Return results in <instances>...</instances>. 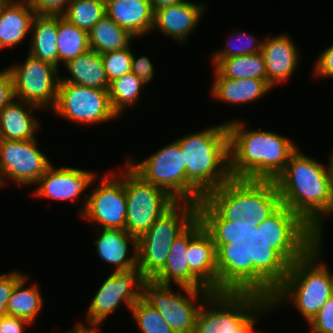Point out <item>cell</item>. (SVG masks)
<instances>
[{
  "mask_svg": "<svg viewBox=\"0 0 333 333\" xmlns=\"http://www.w3.org/2000/svg\"><path fill=\"white\" fill-rule=\"evenodd\" d=\"M35 15L24 0H0V51L28 37Z\"/></svg>",
  "mask_w": 333,
  "mask_h": 333,
  "instance_id": "cell-23",
  "label": "cell"
},
{
  "mask_svg": "<svg viewBox=\"0 0 333 333\" xmlns=\"http://www.w3.org/2000/svg\"><path fill=\"white\" fill-rule=\"evenodd\" d=\"M96 173L80 168L59 167L50 165L40 177L33 196L58 201H75L86 188H89L97 177Z\"/></svg>",
  "mask_w": 333,
  "mask_h": 333,
  "instance_id": "cell-17",
  "label": "cell"
},
{
  "mask_svg": "<svg viewBox=\"0 0 333 333\" xmlns=\"http://www.w3.org/2000/svg\"><path fill=\"white\" fill-rule=\"evenodd\" d=\"M28 278L25 275L14 286L7 304V315L25 319L32 324L40 313L44 301L37 285L24 287Z\"/></svg>",
  "mask_w": 333,
  "mask_h": 333,
  "instance_id": "cell-30",
  "label": "cell"
},
{
  "mask_svg": "<svg viewBox=\"0 0 333 333\" xmlns=\"http://www.w3.org/2000/svg\"><path fill=\"white\" fill-rule=\"evenodd\" d=\"M90 50L99 54L121 50L136 39L128 30L117 25L105 15L88 32Z\"/></svg>",
  "mask_w": 333,
  "mask_h": 333,
  "instance_id": "cell-28",
  "label": "cell"
},
{
  "mask_svg": "<svg viewBox=\"0 0 333 333\" xmlns=\"http://www.w3.org/2000/svg\"><path fill=\"white\" fill-rule=\"evenodd\" d=\"M205 219L200 215L182 234H180L170 247V252L164 268L153 278L161 284L177 287L185 286L194 289H208L188 267L189 242L206 226Z\"/></svg>",
  "mask_w": 333,
  "mask_h": 333,
  "instance_id": "cell-18",
  "label": "cell"
},
{
  "mask_svg": "<svg viewBox=\"0 0 333 333\" xmlns=\"http://www.w3.org/2000/svg\"><path fill=\"white\" fill-rule=\"evenodd\" d=\"M189 270L212 292L237 287L253 270L206 225L188 245Z\"/></svg>",
  "mask_w": 333,
  "mask_h": 333,
  "instance_id": "cell-7",
  "label": "cell"
},
{
  "mask_svg": "<svg viewBox=\"0 0 333 333\" xmlns=\"http://www.w3.org/2000/svg\"><path fill=\"white\" fill-rule=\"evenodd\" d=\"M200 215L253 271L305 239L287 219L273 180L231 178L204 196Z\"/></svg>",
  "mask_w": 333,
  "mask_h": 333,
  "instance_id": "cell-1",
  "label": "cell"
},
{
  "mask_svg": "<svg viewBox=\"0 0 333 333\" xmlns=\"http://www.w3.org/2000/svg\"><path fill=\"white\" fill-rule=\"evenodd\" d=\"M52 111L79 125L108 123L118 118L111 106L108 90L66 82H59Z\"/></svg>",
  "mask_w": 333,
  "mask_h": 333,
  "instance_id": "cell-12",
  "label": "cell"
},
{
  "mask_svg": "<svg viewBox=\"0 0 333 333\" xmlns=\"http://www.w3.org/2000/svg\"><path fill=\"white\" fill-rule=\"evenodd\" d=\"M211 93L215 99L228 104H244L262 98L273 89L267 80L246 78L230 79L222 77L216 70Z\"/></svg>",
  "mask_w": 333,
  "mask_h": 333,
  "instance_id": "cell-25",
  "label": "cell"
},
{
  "mask_svg": "<svg viewBox=\"0 0 333 333\" xmlns=\"http://www.w3.org/2000/svg\"><path fill=\"white\" fill-rule=\"evenodd\" d=\"M134 159L128 156L126 164L146 182L164 189L177 201L202 203L204 196L186 178L183 153L176 140L139 163Z\"/></svg>",
  "mask_w": 333,
  "mask_h": 333,
  "instance_id": "cell-9",
  "label": "cell"
},
{
  "mask_svg": "<svg viewBox=\"0 0 333 333\" xmlns=\"http://www.w3.org/2000/svg\"><path fill=\"white\" fill-rule=\"evenodd\" d=\"M15 99L13 79L10 70H0V112Z\"/></svg>",
  "mask_w": 333,
  "mask_h": 333,
  "instance_id": "cell-41",
  "label": "cell"
},
{
  "mask_svg": "<svg viewBox=\"0 0 333 333\" xmlns=\"http://www.w3.org/2000/svg\"><path fill=\"white\" fill-rule=\"evenodd\" d=\"M298 148L275 179L287 219L305 238H323V218L333 214V171ZM324 216V217H323Z\"/></svg>",
  "mask_w": 333,
  "mask_h": 333,
  "instance_id": "cell-3",
  "label": "cell"
},
{
  "mask_svg": "<svg viewBox=\"0 0 333 333\" xmlns=\"http://www.w3.org/2000/svg\"><path fill=\"white\" fill-rule=\"evenodd\" d=\"M230 39L231 41L228 40L226 44V49L217 52L215 51V53L212 54L211 58H229L261 52L263 42L258 41L256 37L252 36L249 33L247 34L246 32L237 31V33L235 32V35L232 34ZM234 41H236L237 43Z\"/></svg>",
  "mask_w": 333,
  "mask_h": 333,
  "instance_id": "cell-35",
  "label": "cell"
},
{
  "mask_svg": "<svg viewBox=\"0 0 333 333\" xmlns=\"http://www.w3.org/2000/svg\"><path fill=\"white\" fill-rule=\"evenodd\" d=\"M3 187V182H2V180H1V175H0V187Z\"/></svg>",
  "mask_w": 333,
  "mask_h": 333,
  "instance_id": "cell-47",
  "label": "cell"
},
{
  "mask_svg": "<svg viewBox=\"0 0 333 333\" xmlns=\"http://www.w3.org/2000/svg\"><path fill=\"white\" fill-rule=\"evenodd\" d=\"M154 66L147 56L136 58L132 56L131 71L136 74L145 84L150 82L154 75Z\"/></svg>",
  "mask_w": 333,
  "mask_h": 333,
  "instance_id": "cell-42",
  "label": "cell"
},
{
  "mask_svg": "<svg viewBox=\"0 0 333 333\" xmlns=\"http://www.w3.org/2000/svg\"><path fill=\"white\" fill-rule=\"evenodd\" d=\"M153 11L165 7V6H170V5H175L178 4L180 2H182L183 0H148Z\"/></svg>",
  "mask_w": 333,
  "mask_h": 333,
  "instance_id": "cell-45",
  "label": "cell"
},
{
  "mask_svg": "<svg viewBox=\"0 0 333 333\" xmlns=\"http://www.w3.org/2000/svg\"><path fill=\"white\" fill-rule=\"evenodd\" d=\"M25 325L31 326V323L25 319L8 315L0 317V333H23Z\"/></svg>",
  "mask_w": 333,
  "mask_h": 333,
  "instance_id": "cell-43",
  "label": "cell"
},
{
  "mask_svg": "<svg viewBox=\"0 0 333 333\" xmlns=\"http://www.w3.org/2000/svg\"><path fill=\"white\" fill-rule=\"evenodd\" d=\"M226 123L231 178L275 181L285 170L291 154L299 148L288 137L272 131H249L239 120Z\"/></svg>",
  "mask_w": 333,
  "mask_h": 333,
  "instance_id": "cell-5",
  "label": "cell"
},
{
  "mask_svg": "<svg viewBox=\"0 0 333 333\" xmlns=\"http://www.w3.org/2000/svg\"><path fill=\"white\" fill-rule=\"evenodd\" d=\"M287 34L266 37L262 42L261 53L265 59L267 82L274 88L291 77L298 66L297 45ZM299 53V54H298Z\"/></svg>",
  "mask_w": 333,
  "mask_h": 333,
  "instance_id": "cell-20",
  "label": "cell"
},
{
  "mask_svg": "<svg viewBox=\"0 0 333 333\" xmlns=\"http://www.w3.org/2000/svg\"><path fill=\"white\" fill-rule=\"evenodd\" d=\"M63 66L67 68L66 70L71 77L60 78L59 82L108 90L110 83L106 76L101 54L96 51L89 50L69 60Z\"/></svg>",
  "mask_w": 333,
  "mask_h": 333,
  "instance_id": "cell-26",
  "label": "cell"
},
{
  "mask_svg": "<svg viewBox=\"0 0 333 333\" xmlns=\"http://www.w3.org/2000/svg\"><path fill=\"white\" fill-rule=\"evenodd\" d=\"M314 73L318 78H333V44L318 56L314 64Z\"/></svg>",
  "mask_w": 333,
  "mask_h": 333,
  "instance_id": "cell-40",
  "label": "cell"
},
{
  "mask_svg": "<svg viewBox=\"0 0 333 333\" xmlns=\"http://www.w3.org/2000/svg\"><path fill=\"white\" fill-rule=\"evenodd\" d=\"M176 141L183 153L186 178L203 196L231 179L226 122Z\"/></svg>",
  "mask_w": 333,
  "mask_h": 333,
  "instance_id": "cell-6",
  "label": "cell"
},
{
  "mask_svg": "<svg viewBox=\"0 0 333 333\" xmlns=\"http://www.w3.org/2000/svg\"><path fill=\"white\" fill-rule=\"evenodd\" d=\"M24 276V274L17 271L0 275V317L7 315V304L14 286Z\"/></svg>",
  "mask_w": 333,
  "mask_h": 333,
  "instance_id": "cell-38",
  "label": "cell"
},
{
  "mask_svg": "<svg viewBox=\"0 0 333 333\" xmlns=\"http://www.w3.org/2000/svg\"><path fill=\"white\" fill-rule=\"evenodd\" d=\"M172 287L145 279L141 298L160 313L174 333H194L200 307L212 291L180 286L184 295L179 291L174 292Z\"/></svg>",
  "mask_w": 333,
  "mask_h": 333,
  "instance_id": "cell-10",
  "label": "cell"
},
{
  "mask_svg": "<svg viewBox=\"0 0 333 333\" xmlns=\"http://www.w3.org/2000/svg\"><path fill=\"white\" fill-rule=\"evenodd\" d=\"M330 162H331V167H332V171H333V151L330 153Z\"/></svg>",
  "mask_w": 333,
  "mask_h": 333,
  "instance_id": "cell-46",
  "label": "cell"
},
{
  "mask_svg": "<svg viewBox=\"0 0 333 333\" xmlns=\"http://www.w3.org/2000/svg\"><path fill=\"white\" fill-rule=\"evenodd\" d=\"M272 308L265 281L253 271L237 287L212 292L205 299L194 333H260L254 330L256 318Z\"/></svg>",
  "mask_w": 333,
  "mask_h": 333,
  "instance_id": "cell-4",
  "label": "cell"
},
{
  "mask_svg": "<svg viewBox=\"0 0 333 333\" xmlns=\"http://www.w3.org/2000/svg\"><path fill=\"white\" fill-rule=\"evenodd\" d=\"M144 85L145 83L132 71L110 82L109 98L118 117L125 109L138 103Z\"/></svg>",
  "mask_w": 333,
  "mask_h": 333,
  "instance_id": "cell-32",
  "label": "cell"
},
{
  "mask_svg": "<svg viewBox=\"0 0 333 333\" xmlns=\"http://www.w3.org/2000/svg\"><path fill=\"white\" fill-rule=\"evenodd\" d=\"M214 69L222 76L230 79H262L267 80L265 59L261 52L229 58H212Z\"/></svg>",
  "mask_w": 333,
  "mask_h": 333,
  "instance_id": "cell-29",
  "label": "cell"
},
{
  "mask_svg": "<svg viewBox=\"0 0 333 333\" xmlns=\"http://www.w3.org/2000/svg\"><path fill=\"white\" fill-rule=\"evenodd\" d=\"M145 278L138 268L114 272L98 288L87 309L88 325H99L114 313L122 303L131 311L141 298L142 282Z\"/></svg>",
  "mask_w": 333,
  "mask_h": 333,
  "instance_id": "cell-15",
  "label": "cell"
},
{
  "mask_svg": "<svg viewBox=\"0 0 333 333\" xmlns=\"http://www.w3.org/2000/svg\"><path fill=\"white\" fill-rule=\"evenodd\" d=\"M322 238H305L298 246L266 260L256 272L266 283L272 307L293 303L309 323L333 295V273L321 261Z\"/></svg>",
  "mask_w": 333,
  "mask_h": 333,
  "instance_id": "cell-2",
  "label": "cell"
},
{
  "mask_svg": "<svg viewBox=\"0 0 333 333\" xmlns=\"http://www.w3.org/2000/svg\"><path fill=\"white\" fill-rule=\"evenodd\" d=\"M29 55L58 67V15L36 14L31 26Z\"/></svg>",
  "mask_w": 333,
  "mask_h": 333,
  "instance_id": "cell-27",
  "label": "cell"
},
{
  "mask_svg": "<svg viewBox=\"0 0 333 333\" xmlns=\"http://www.w3.org/2000/svg\"><path fill=\"white\" fill-rule=\"evenodd\" d=\"M308 324L310 333H333V295Z\"/></svg>",
  "mask_w": 333,
  "mask_h": 333,
  "instance_id": "cell-37",
  "label": "cell"
},
{
  "mask_svg": "<svg viewBox=\"0 0 333 333\" xmlns=\"http://www.w3.org/2000/svg\"><path fill=\"white\" fill-rule=\"evenodd\" d=\"M129 45L121 50H115L101 54L103 66L109 83L114 79L131 72L132 48Z\"/></svg>",
  "mask_w": 333,
  "mask_h": 333,
  "instance_id": "cell-36",
  "label": "cell"
},
{
  "mask_svg": "<svg viewBox=\"0 0 333 333\" xmlns=\"http://www.w3.org/2000/svg\"><path fill=\"white\" fill-rule=\"evenodd\" d=\"M105 15V0H70L62 17L89 32Z\"/></svg>",
  "mask_w": 333,
  "mask_h": 333,
  "instance_id": "cell-33",
  "label": "cell"
},
{
  "mask_svg": "<svg viewBox=\"0 0 333 333\" xmlns=\"http://www.w3.org/2000/svg\"><path fill=\"white\" fill-rule=\"evenodd\" d=\"M105 174L98 187L84 193V205L80 210L83 219H89L98 228L125 230L127 200L124 179L118 172Z\"/></svg>",
  "mask_w": 333,
  "mask_h": 333,
  "instance_id": "cell-14",
  "label": "cell"
},
{
  "mask_svg": "<svg viewBox=\"0 0 333 333\" xmlns=\"http://www.w3.org/2000/svg\"><path fill=\"white\" fill-rule=\"evenodd\" d=\"M23 64L10 66L15 99L52 110L57 99L59 69L27 54ZM51 108V109H50Z\"/></svg>",
  "mask_w": 333,
  "mask_h": 333,
  "instance_id": "cell-13",
  "label": "cell"
},
{
  "mask_svg": "<svg viewBox=\"0 0 333 333\" xmlns=\"http://www.w3.org/2000/svg\"><path fill=\"white\" fill-rule=\"evenodd\" d=\"M37 106L14 99L0 112V140H32L40 127L34 110ZM33 111V112H32ZM33 114V115H32Z\"/></svg>",
  "mask_w": 333,
  "mask_h": 333,
  "instance_id": "cell-24",
  "label": "cell"
},
{
  "mask_svg": "<svg viewBox=\"0 0 333 333\" xmlns=\"http://www.w3.org/2000/svg\"><path fill=\"white\" fill-rule=\"evenodd\" d=\"M36 14L62 16L70 0H24Z\"/></svg>",
  "mask_w": 333,
  "mask_h": 333,
  "instance_id": "cell-39",
  "label": "cell"
},
{
  "mask_svg": "<svg viewBox=\"0 0 333 333\" xmlns=\"http://www.w3.org/2000/svg\"><path fill=\"white\" fill-rule=\"evenodd\" d=\"M58 66L90 50L88 32L58 15Z\"/></svg>",
  "mask_w": 333,
  "mask_h": 333,
  "instance_id": "cell-31",
  "label": "cell"
},
{
  "mask_svg": "<svg viewBox=\"0 0 333 333\" xmlns=\"http://www.w3.org/2000/svg\"><path fill=\"white\" fill-rule=\"evenodd\" d=\"M99 235L94 241L96 251L101 260L114 264V272H124L137 268V238L126 230L97 228ZM134 253L128 255L129 245ZM128 256V257H127Z\"/></svg>",
  "mask_w": 333,
  "mask_h": 333,
  "instance_id": "cell-21",
  "label": "cell"
},
{
  "mask_svg": "<svg viewBox=\"0 0 333 333\" xmlns=\"http://www.w3.org/2000/svg\"><path fill=\"white\" fill-rule=\"evenodd\" d=\"M89 326V327H88ZM84 326L82 323H78L75 328L69 330L67 333H102L100 328L98 330L99 325H88Z\"/></svg>",
  "mask_w": 333,
  "mask_h": 333,
  "instance_id": "cell-44",
  "label": "cell"
},
{
  "mask_svg": "<svg viewBox=\"0 0 333 333\" xmlns=\"http://www.w3.org/2000/svg\"><path fill=\"white\" fill-rule=\"evenodd\" d=\"M106 15L134 37L152 32L154 11L148 0H105Z\"/></svg>",
  "mask_w": 333,
  "mask_h": 333,
  "instance_id": "cell-22",
  "label": "cell"
},
{
  "mask_svg": "<svg viewBox=\"0 0 333 333\" xmlns=\"http://www.w3.org/2000/svg\"><path fill=\"white\" fill-rule=\"evenodd\" d=\"M200 216V204L176 201L137 239V268L153 279L166 265L172 242Z\"/></svg>",
  "mask_w": 333,
  "mask_h": 333,
  "instance_id": "cell-8",
  "label": "cell"
},
{
  "mask_svg": "<svg viewBox=\"0 0 333 333\" xmlns=\"http://www.w3.org/2000/svg\"><path fill=\"white\" fill-rule=\"evenodd\" d=\"M202 4L183 0L178 4L155 10L152 31L157 29L171 39L177 40L179 44H184L207 10Z\"/></svg>",
  "mask_w": 333,
  "mask_h": 333,
  "instance_id": "cell-19",
  "label": "cell"
},
{
  "mask_svg": "<svg viewBox=\"0 0 333 333\" xmlns=\"http://www.w3.org/2000/svg\"><path fill=\"white\" fill-rule=\"evenodd\" d=\"M125 168L119 172L124 179L127 200L125 230L138 239L177 200L164 189L143 180L127 164Z\"/></svg>",
  "mask_w": 333,
  "mask_h": 333,
  "instance_id": "cell-11",
  "label": "cell"
},
{
  "mask_svg": "<svg viewBox=\"0 0 333 333\" xmlns=\"http://www.w3.org/2000/svg\"><path fill=\"white\" fill-rule=\"evenodd\" d=\"M131 312L141 333H174L160 313L142 298L132 306Z\"/></svg>",
  "mask_w": 333,
  "mask_h": 333,
  "instance_id": "cell-34",
  "label": "cell"
},
{
  "mask_svg": "<svg viewBox=\"0 0 333 333\" xmlns=\"http://www.w3.org/2000/svg\"><path fill=\"white\" fill-rule=\"evenodd\" d=\"M37 145L36 139L0 140V175L4 186L6 178L20 186L36 185L51 165Z\"/></svg>",
  "mask_w": 333,
  "mask_h": 333,
  "instance_id": "cell-16",
  "label": "cell"
}]
</instances>
